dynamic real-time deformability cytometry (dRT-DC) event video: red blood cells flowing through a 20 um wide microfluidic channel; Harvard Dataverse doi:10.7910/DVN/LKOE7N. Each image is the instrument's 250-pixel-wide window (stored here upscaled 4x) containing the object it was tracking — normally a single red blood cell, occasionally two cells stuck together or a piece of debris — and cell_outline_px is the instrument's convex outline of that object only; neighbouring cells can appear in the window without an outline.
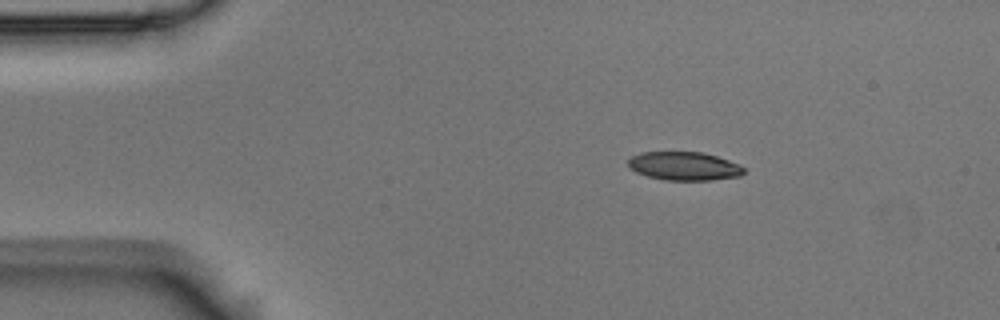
{"species": "Egyptian fruit bat (a non-hibernating species)", "species_latin": "Rousettus aegyptiacus", "temperature_condition": "room temperature", "stored_images_in_passage": 5, "segment_of_instrument_passage": [1, 2], "camera_frame_rate_fps": 3000, "um_per_image_px": 0.085, "animal": {"sex": "male"}, "frame": {"image": 1, "passage_image": 2, "time_ms": 0.333, "image_size_px": [1000, 320], "cell_outline_px": [[744, 172], [740, 176], [712, 180], [664, 180], [648, 176], [636, 172], [628, 168], [628, 160], [632, 156], [640, 152], [704, 152], [740, 164], [744, 168]], "centroid_in_image_um": [58.14, 14.11], "position_along_channel_um": 26.9, "area_um2": 19.31}}